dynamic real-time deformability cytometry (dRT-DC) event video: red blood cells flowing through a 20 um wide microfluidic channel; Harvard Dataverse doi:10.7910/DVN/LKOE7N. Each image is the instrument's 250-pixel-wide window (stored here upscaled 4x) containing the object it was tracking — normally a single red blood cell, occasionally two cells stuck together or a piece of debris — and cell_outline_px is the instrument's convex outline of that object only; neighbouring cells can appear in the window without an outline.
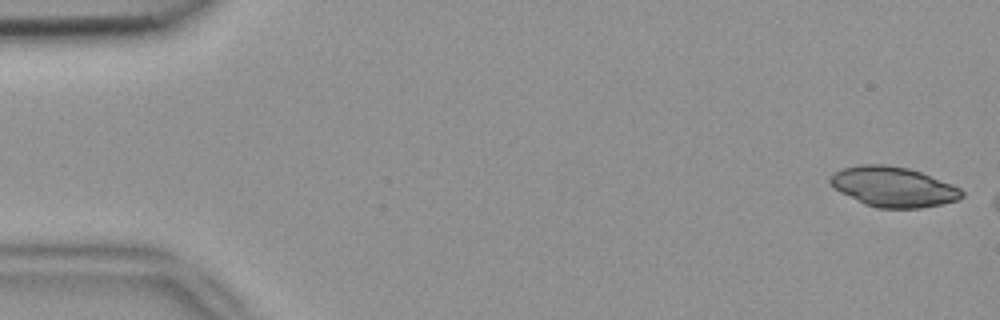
{"species": "common noctule bat (a hibernating species)", "species_latin": "Nyctalus noctula", "temperature_condition": "room temperature", "stored_images_in_passage": 3, "camera_frame_rate_fps": 3000, "um_per_image_px": 0.085, "animal": {"sex": "female", "body_mass_g": 18.4}, "frame": {"image": 1, "passage_image": 1, "time_ms": 0.0, "image_size_px": [1000, 320], "cell_outline_px": [[964, 196], [960, 200], [920, 208], [876, 208], [864, 204], [832, 188], [828, 180], [836, 172], [844, 168], [864, 164], [884, 164], [908, 168], [920, 172], [952, 184], [960, 188], [964, 192]], "centroid_in_image_um": [75.94, 15.89], "position_along_channel_um": 9.1, "area_um2": 30.69}}